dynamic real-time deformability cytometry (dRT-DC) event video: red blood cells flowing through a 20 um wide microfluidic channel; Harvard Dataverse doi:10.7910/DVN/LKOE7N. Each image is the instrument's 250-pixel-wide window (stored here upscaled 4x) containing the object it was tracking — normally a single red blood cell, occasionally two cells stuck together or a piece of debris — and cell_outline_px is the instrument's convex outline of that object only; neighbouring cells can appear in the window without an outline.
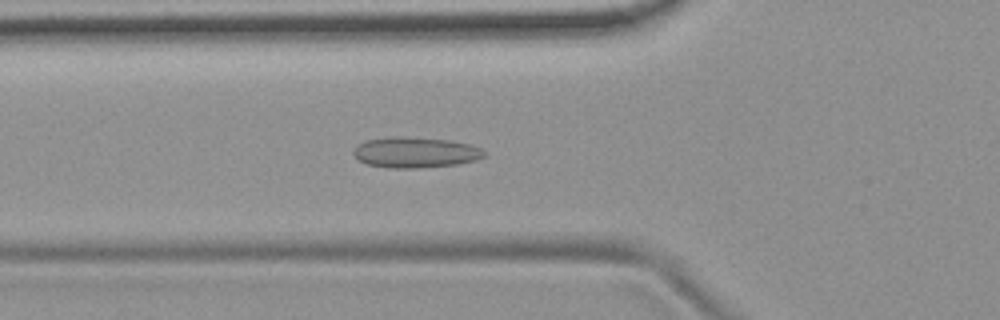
{"species": "common noctule bat (a hibernating species)", "species_latin": "Nyctalus noctula", "temperature_condition": "room temperature", "stored_images_in_passage": 42, "camera_frame_rate_fps": 3000, "um_per_image_px": 0.085, "animal": {"sex": "female", "body_mass_g": 19.9}, "frame": {"image": 1, "passage_image": 8, "time_ms": 2.333, "image_size_px": [1000, 320], "cell_outline_px": [[484, 156], [476, 160], [456, 164], [420, 168], [392, 168], [368, 164], [352, 156], [352, 152], [356, 144], [364, 140], [392, 136], [404, 136], [448, 140], [468, 144], [480, 148], [484, 152]], "centroid_in_image_um": [35.23, 12.94], "position_along_channel_um": 90.6, "area_um2": 23.41}}
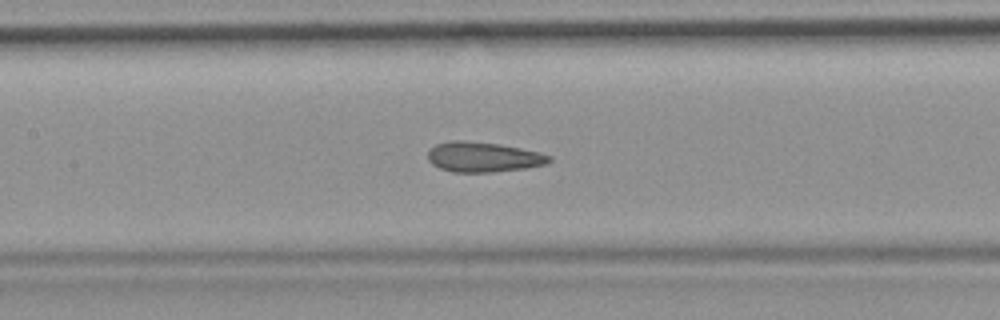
{"frame": {"image": 2, "passage_image": 14, "time_ms": 4.333, "image_size_px": [1000, 320], "cell_outline_px": [[552, 160], [548, 164], [528, 168], [492, 172], [452, 172], [440, 168], [432, 164], [428, 160], [428, 152], [436, 144], [452, 140], [464, 140], [500, 144], [520, 148], [552, 156]], "centroid_in_image_um": [41.09, 13.35], "position_along_channel_um": 166.3, "area_um2": 21.33}}
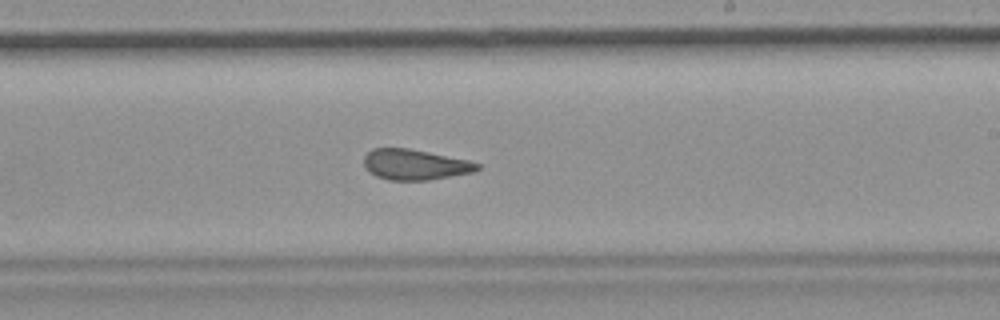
{"frame": {"image": 3, "passage_image": 21, "time_ms": 6.667, "image_size_px": [1000, 320], "cell_outline_px": [[480, 168], [476, 172], [428, 180], [388, 180], [376, 176], [368, 172], [364, 168], [364, 156], [372, 148], [408, 148], [468, 160], [480, 164]], "centroid_in_image_um": [35.26, 14.0], "position_along_channel_um": 253.7, "area_um2": 20.29}, "authors_computed_cell_mechanics": {"area_um2": 21.0681, "velocity_mm_per_s": 3.7755, "shape_relaxation_time_tau1_ms": null, "shape_relaxation_time_tau2_ms": 1.5665, "deformation_change_tau1": null, "deformation_change_tau2": 0.0802}}